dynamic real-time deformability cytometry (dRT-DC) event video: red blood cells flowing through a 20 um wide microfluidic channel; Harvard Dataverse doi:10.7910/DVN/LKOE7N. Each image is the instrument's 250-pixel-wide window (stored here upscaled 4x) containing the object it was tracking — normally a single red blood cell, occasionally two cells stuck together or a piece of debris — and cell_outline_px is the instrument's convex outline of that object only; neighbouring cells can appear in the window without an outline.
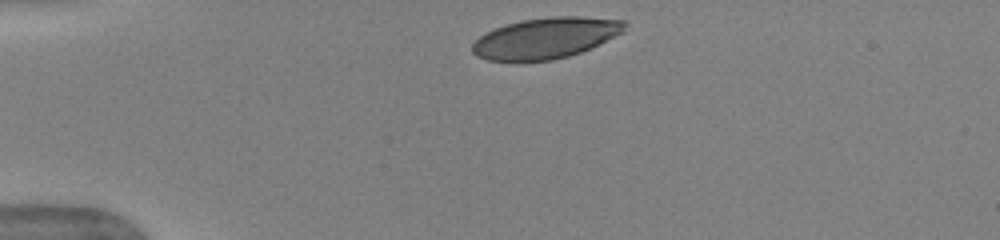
{"species": "human", "species_latin": "Homo sapiens", "temperature_condition": "warm", "stored_images_in_passage": 5, "camera_frame_rate_fps": 3000, "um_per_image_px": 0.085, "donor": {"sex": "female"}, "frame": {"image": 1, "passage_image": 1, "time_ms": 0.0, "image_size_px": [1000, 240], "cell_outline_px": [[628, 24], [624, 32], [580, 52], [568, 56], [552, 60], [488, 60], [476, 56], [472, 52], [472, 44], [480, 36], [496, 28], [520, 20], [552, 16], [580, 16], [624, 20]], "centroid_in_image_um": [46.41, 3.22], "position_along_channel_um": 38.6, "area_um2": 35.95}}
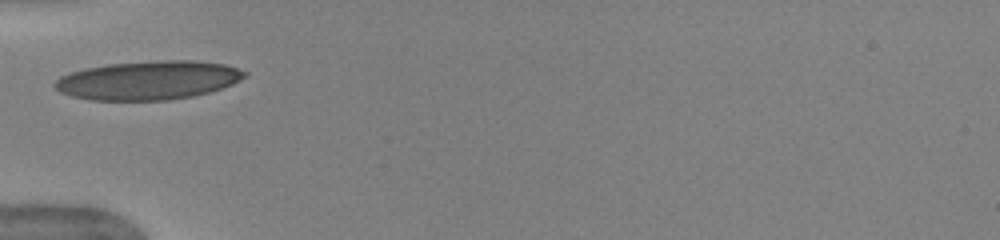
{"frame": {"image": 2, "passage_image": 3, "time_ms": 0.667, "image_size_px": [1000, 240], "cell_outline_px": [[248, 76], [232, 84], [208, 92], [192, 96], [168, 100], [92, 100], [72, 96], [60, 92], [52, 84], [60, 76], [84, 68], [108, 64], [160, 60], [192, 60], [224, 64], [248, 72]], "centroid_in_image_um": [12.6, 6.82], "position_along_channel_um": 72.4, "area_um2": 42.83}}